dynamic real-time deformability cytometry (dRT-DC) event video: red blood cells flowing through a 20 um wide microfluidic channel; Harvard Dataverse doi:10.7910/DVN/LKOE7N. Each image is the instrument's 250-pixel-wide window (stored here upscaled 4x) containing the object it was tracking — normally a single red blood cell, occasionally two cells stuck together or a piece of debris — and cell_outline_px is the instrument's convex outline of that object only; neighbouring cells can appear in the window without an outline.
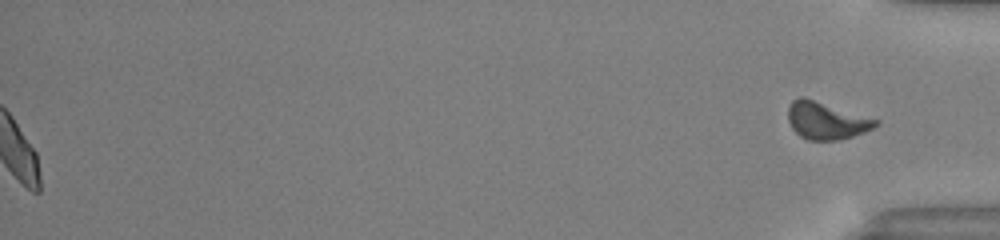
{"species": "common noctule bat (a hibernating species)", "species_latin": "Nyctalus noctula", "temperature_condition": "warm", "stored_images_in_passage": 42, "segment_of_instrument_passage": [2, 2], "camera_frame_rate_fps": 3000, "um_per_image_px": 0.085, "animal": {"sex": "male", "body_mass_g": 13.0, "forearm_length_mm": 53.1}, "frame": {"image": 1, "passage_image": 42, "time_ms": 13.667, "image_size_px": [1000, 240], "cell_outline_px": [[880, 124], [864, 132], [840, 140], [808, 140], [800, 136], [792, 128], [788, 120], [788, 108], [792, 100], [800, 96], [804, 96], [880, 120]], "centroid_in_image_um": [70.23, 10.24], "position_along_channel_um": 365.0, "area_um2": 19.19}}